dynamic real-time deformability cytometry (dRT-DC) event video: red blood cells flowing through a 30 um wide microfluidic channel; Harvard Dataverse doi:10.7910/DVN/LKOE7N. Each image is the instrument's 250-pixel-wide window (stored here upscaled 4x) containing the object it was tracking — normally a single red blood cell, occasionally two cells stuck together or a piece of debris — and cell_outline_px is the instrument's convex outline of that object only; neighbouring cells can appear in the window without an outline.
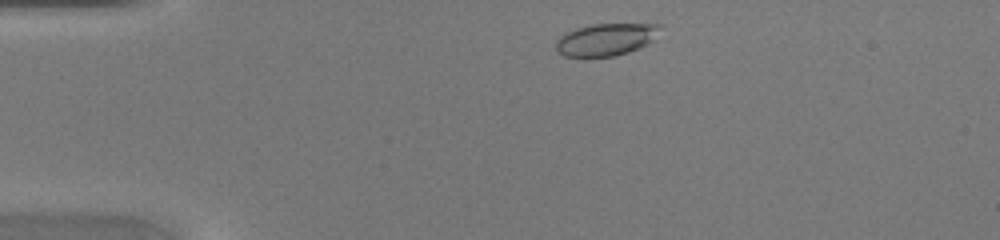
{"species": "common noctule bat (a hibernating species)", "species_latin": "Nyctalus noctula", "temperature_condition": "warm", "stored_images_in_passage": 38, "camera_frame_rate_fps": 3000, "um_per_image_px": 0.085, "animal": {"sex": "female", "body_mass_g": 20.0, "forearm_length_mm": 54.0}, "frame": {"image": 1, "passage_image": 1, "time_ms": 0.0, "image_size_px": [1000, 240], "cell_outline_px": [[660, 28], [652, 40], [648, 44], [628, 52], [616, 56], [564, 56], [556, 48], [556, 40], [564, 32], [576, 28], [592, 24], [660, 24]], "centroid_in_image_um": [51.48, 3.35], "position_along_channel_um": 33.5, "area_um2": 19.36}}
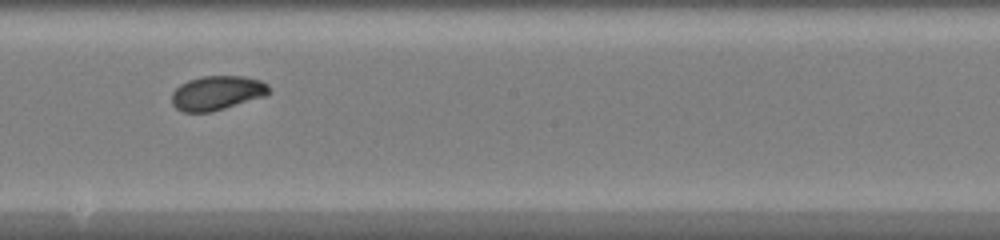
{"frame": {"image": 2, "passage_image": 18, "time_ms": 5.667, "image_size_px": [1000, 240], "cell_outline_px": [[268, 92], [264, 96], [212, 112], [184, 112], [176, 108], [172, 104], [172, 92], [180, 84], [188, 80], [204, 76], [244, 76], [260, 80], [268, 84]], "centroid_in_image_um": [18.41, 7.9], "position_along_channel_um": 229.8, "area_um2": 19.31}}
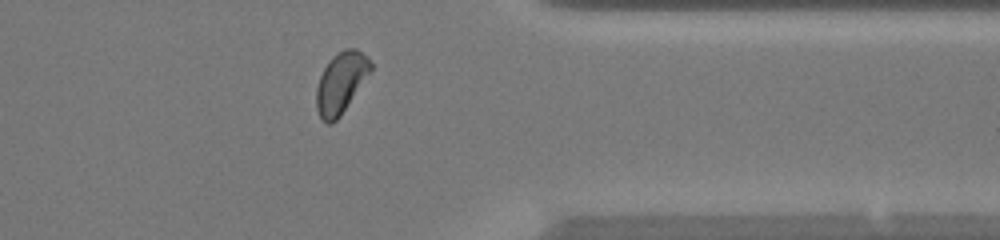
{"frame": {"image": 3, "passage_image": 29, "time_ms": 9.333, "image_size_px": [1000, 240], "cell_outline_px": [[372, 72], [340, 116], [332, 124], [328, 124], [320, 116], [316, 108], [316, 88], [320, 76], [324, 68], [332, 56], [344, 48], [356, 48], [372, 64]], "centroid_in_image_um": [28.98, 7.03], "position_along_channel_um": 382.4, "area_um2": 19.25}}